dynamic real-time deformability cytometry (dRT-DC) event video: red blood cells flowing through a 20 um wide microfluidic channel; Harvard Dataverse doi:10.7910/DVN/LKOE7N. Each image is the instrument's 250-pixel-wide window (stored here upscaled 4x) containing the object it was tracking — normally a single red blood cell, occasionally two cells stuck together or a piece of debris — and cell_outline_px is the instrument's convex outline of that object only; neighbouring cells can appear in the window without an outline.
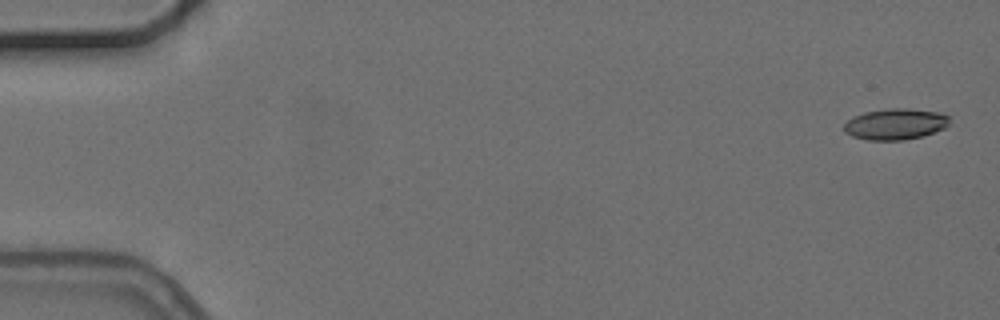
{"species": "common noctule bat (a hibernating species)", "species_latin": "Nyctalus noctula", "temperature_condition": "cold", "stored_images_in_passage": 5, "camera_frame_rate_fps": 3000, "um_per_image_px": 0.085, "animal": {"sex": "female", "body_mass_g": 24.6, "forearm_length_mm": 56.2}, "frame": {"image": 1, "passage_image": 1, "time_ms": 0.0, "image_size_px": [1000, 320], "cell_outline_px": [[948, 124], [944, 128], [924, 136], [904, 140], [868, 140], [852, 136], [844, 132], [844, 124], [852, 116], [864, 112], [888, 108], [904, 108], [940, 112], [948, 116]], "centroid_in_image_um": [76.08, 10.55], "position_along_channel_um": 8.9, "area_um2": 19.19}}
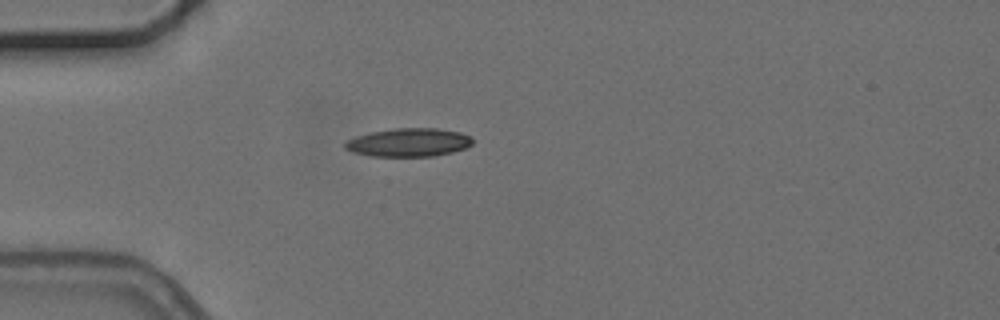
{"frame": {"image": 2, "passage_image": 5, "time_ms": 4.667, "image_size_px": [1000, 320], "cell_outline_px": [[472, 144], [464, 148], [452, 152], [432, 156], [368, 156], [352, 152], [344, 148], [344, 144], [348, 140], [356, 136], [372, 132], [396, 128], [436, 128], [460, 132], [472, 136]], "centroid_in_image_um": [34.73, 12.11], "position_along_channel_um": 50.3, "area_um2": 21.04}}